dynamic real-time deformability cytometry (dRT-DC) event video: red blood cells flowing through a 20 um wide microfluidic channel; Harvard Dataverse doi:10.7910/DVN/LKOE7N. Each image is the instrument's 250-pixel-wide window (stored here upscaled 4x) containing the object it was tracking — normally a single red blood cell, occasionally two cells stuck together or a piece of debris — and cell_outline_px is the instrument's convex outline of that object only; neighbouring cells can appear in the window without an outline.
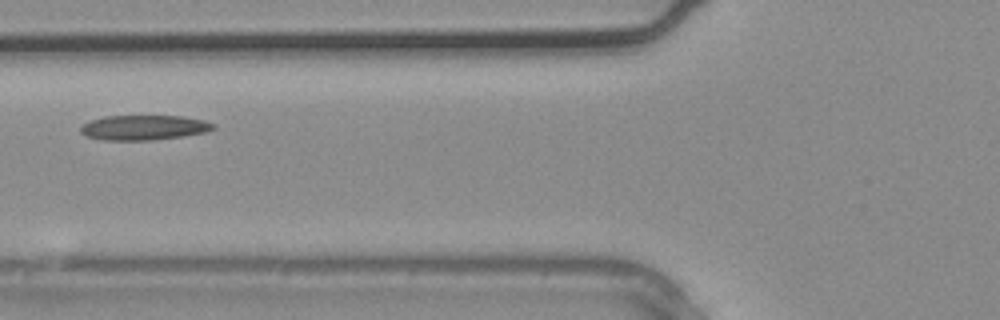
{"species": "common noctule bat (a hibernating species)", "species_latin": "Nyctalus noctula", "temperature_condition": "warm", "stored_images_in_passage": 3, "camera_frame_rate_fps": 3000, "um_per_image_px": 0.085, "animal": {"sex": "male", "body_mass_g": 20.4}, "frame": {"image": 1, "passage_image": 3, "time_ms": 0.667, "image_size_px": [1000, 320], "cell_outline_px": [[216, 128], [208, 132], [184, 136], [152, 140], [104, 140], [84, 136], [80, 132], [80, 128], [88, 120], [104, 116], [184, 116], [204, 120], [216, 124]], "centroid_in_image_um": [12.25, 10.84], "position_along_channel_um": 113.6, "area_um2": 19.54}}